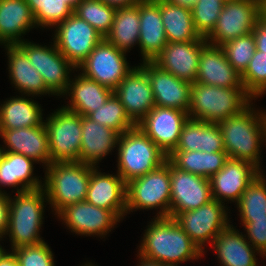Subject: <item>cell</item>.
I'll use <instances>...</instances> for the list:
<instances>
[{
  "label": "cell",
  "instance_id": "cell-45",
  "mask_svg": "<svg viewBox=\"0 0 266 266\" xmlns=\"http://www.w3.org/2000/svg\"><path fill=\"white\" fill-rule=\"evenodd\" d=\"M255 38L256 50L266 53V15L262 13L252 31Z\"/></svg>",
  "mask_w": 266,
  "mask_h": 266
},
{
  "label": "cell",
  "instance_id": "cell-3",
  "mask_svg": "<svg viewBox=\"0 0 266 266\" xmlns=\"http://www.w3.org/2000/svg\"><path fill=\"white\" fill-rule=\"evenodd\" d=\"M10 197L8 228L11 249L22 246L37 245L44 240L40 237L43 224L45 203H48L43 187L18 192Z\"/></svg>",
  "mask_w": 266,
  "mask_h": 266
},
{
  "label": "cell",
  "instance_id": "cell-8",
  "mask_svg": "<svg viewBox=\"0 0 266 266\" xmlns=\"http://www.w3.org/2000/svg\"><path fill=\"white\" fill-rule=\"evenodd\" d=\"M44 121L48 133L51 162H79L81 115L62 106Z\"/></svg>",
  "mask_w": 266,
  "mask_h": 266
},
{
  "label": "cell",
  "instance_id": "cell-42",
  "mask_svg": "<svg viewBox=\"0 0 266 266\" xmlns=\"http://www.w3.org/2000/svg\"><path fill=\"white\" fill-rule=\"evenodd\" d=\"M225 0H198L191 8L193 23L201 37H206L215 27Z\"/></svg>",
  "mask_w": 266,
  "mask_h": 266
},
{
  "label": "cell",
  "instance_id": "cell-33",
  "mask_svg": "<svg viewBox=\"0 0 266 266\" xmlns=\"http://www.w3.org/2000/svg\"><path fill=\"white\" fill-rule=\"evenodd\" d=\"M160 15L168 42L206 40L196 31L190 8L160 0Z\"/></svg>",
  "mask_w": 266,
  "mask_h": 266
},
{
  "label": "cell",
  "instance_id": "cell-30",
  "mask_svg": "<svg viewBox=\"0 0 266 266\" xmlns=\"http://www.w3.org/2000/svg\"><path fill=\"white\" fill-rule=\"evenodd\" d=\"M174 151H225L218 124L189 118L183 126Z\"/></svg>",
  "mask_w": 266,
  "mask_h": 266
},
{
  "label": "cell",
  "instance_id": "cell-9",
  "mask_svg": "<svg viewBox=\"0 0 266 266\" xmlns=\"http://www.w3.org/2000/svg\"><path fill=\"white\" fill-rule=\"evenodd\" d=\"M263 13L262 0H227L206 42L222 46L230 40L250 34Z\"/></svg>",
  "mask_w": 266,
  "mask_h": 266
},
{
  "label": "cell",
  "instance_id": "cell-17",
  "mask_svg": "<svg viewBox=\"0 0 266 266\" xmlns=\"http://www.w3.org/2000/svg\"><path fill=\"white\" fill-rule=\"evenodd\" d=\"M139 66L150 79L155 106L178 109L188 113L192 83L175 77L153 61H143Z\"/></svg>",
  "mask_w": 266,
  "mask_h": 266
},
{
  "label": "cell",
  "instance_id": "cell-39",
  "mask_svg": "<svg viewBox=\"0 0 266 266\" xmlns=\"http://www.w3.org/2000/svg\"><path fill=\"white\" fill-rule=\"evenodd\" d=\"M25 1L30 6L38 28L55 27L74 13L63 0Z\"/></svg>",
  "mask_w": 266,
  "mask_h": 266
},
{
  "label": "cell",
  "instance_id": "cell-23",
  "mask_svg": "<svg viewBox=\"0 0 266 266\" xmlns=\"http://www.w3.org/2000/svg\"><path fill=\"white\" fill-rule=\"evenodd\" d=\"M0 137L5 144V151L22 154L36 163L44 164V169L51 162L48 133L45 125L0 130Z\"/></svg>",
  "mask_w": 266,
  "mask_h": 266
},
{
  "label": "cell",
  "instance_id": "cell-28",
  "mask_svg": "<svg viewBox=\"0 0 266 266\" xmlns=\"http://www.w3.org/2000/svg\"><path fill=\"white\" fill-rule=\"evenodd\" d=\"M8 56L9 78L15 89L23 95H54L40 73L32 66L28 56L17 45H4Z\"/></svg>",
  "mask_w": 266,
  "mask_h": 266
},
{
  "label": "cell",
  "instance_id": "cell-32",
  "mask_svg": "<svg viewBox=\"0 0 266 266\" xmlns=\"http://www.w3.org/2000/svg\"><path fill=\"white\" fill-rule=\"evenodd\" d=\"M16 95L0 105V130L28 128L44 124L41 105L31 98Z\"/></svg>",
  "mask_w": 266,
  "mask_h": 266
},
{
  "label": "cell",
  "instance_id": "cell-15",
  "mask_svg": "<svg viewBox=\"0 0 266 266\" xmlns=\"http://www.w3.org/2000/svg\"><path fill=\"white\" fill-rule=\"evenodd\" d=\"M188 119L187 112L155 106L137 125L169 156L177 147L179 136Z\"/></svg>",
  "mask_w": 266,
  "mask_h": 266
},
{
  "label": "cell",
  "instance_id": "cell-27",
  "mask_svg": "<svg viewBox=\"0 0 266 266\" xmlns=\"http://www.w3.org/2000/svg\"><path fill=\"white\" fill-rule=\"evenodd\" d=\"M33 28L37 25L25 0H0V45L25 41L23 35Z\"/></svg>",
  "mask_w": 266,
  "mask_h": 266
},
{
  "label": "cell",
  "instance_id": "cell-18",
  "mask_svg": "<svg viewBox=\"0 0 266 266\" xmlns=\"http://www.w3.org/2000/svg\"><path fill=\"white\" fill-rule=\"evenodd\" d=\"M113 92L136 125L155 107L150 79L139 65L125 76Z\"/></svg>",
  "mask_w": 266,
  "mask_h": 266
},
{
  "label": "cell",
  "instance_id": "cell-25",
  "mask_svg": "<svg viewBox=\"0 0 266 266\" xmlns=\"http://www.w3.org/2000/svg\"><path fill=\"white\" fill-rule=\"evenodd\" d=\"M81 124L79 162L99 168V161L101 162L117 146L119 134L87 116H81Z\"/></svg>",
  "mask_w": 266,
  "mask_h": 266
},
{
  "label": "cell",
  "instance_id": "cell-7",
  "mask_svg": "<svg viewBox=\"0 0 266 266\" xmlns=\"http://www.w3.org/2000/svg\"><path fill=\"white\" fill-rule=\"evenodd\" d=\"M170 161L127 183L126 214L136 210L160 209L157 217H170Z\"/></svg>",
  "mask_w": 266,
  "mask_h": 266
},
{
  "label": "cell",
  "instance_id": "cell-43",
  "mask_svg": "<svg viewBox=\"0 0 266 266\" xmlns=\"http://www.w3.org/2000/svg\"><path fill=\"white\" fill-rule=\"evenodd\" d=\"M11 251L20 266H55L54 254L45 241L37 245L18 247Z\"/></svg>",
  "mask_w": 266,
  "mask_h": 266
},
{
  "label": "cell",
  "instance_id": "cell-26",
  "mask_svg": "<svg viewBox=\"0 0 266 266\" xmlns=\"http://www.w3.org/2000/svg\"><path fill=\"white\" fill-rule=\"evenodd\" d=\"M210 246L215 250L221 266H258L256 255L262 256L246 236L231 224L220 232Z\"/></svg>",
  "mask_w": 266,
  "mask_h": 266
},
{
  "label": "cell",
  "instance_id": "cell-47",
  "mask_svg": "<svg viewBox=\"0 0 266 266\" xmlns=\"http://www.w3.org/2000/svg\"><path fill=\"white\" fill-rule=\"evenodd\" d=\"M0 266H20L14 253L7 252L4 248L0 252Z\"/></svg>",
  "mask_w": 266,
  "mask_h": 266
},
{
  "label": "cell",
  "instance_id": "cell-40",
  "mask_svg": "<svg viewBox=\"0 0 266 266\" xmlns=\"http://www.w3.org/2000/svg\"><path fill=\"white\" fill-rule=\"evenodd\" d=\"M245 91L256 100L266 95V53L256 50L245 72L241 75Z\"/></svg>",
  "mask_w": 266,
  "mask_h": 266
},
{
  "label": "cell",
  "instance_id": "cell-35",
  "mask_svg": "<svg viewBox=\"0 0 266 266\" xmlns=\"http://www.w3.org/2000/svg\"><path fill=\"white\" fill-rule=\"evenodd\" d=\"M228 159L225 151H173L168 156L176 168L208 179L222 169Z\"/></svg>",
  "mask_w": 266,
  "mask_h": 266
},
{
  "label": "cell",
  "instance_id": "cell-10",
  "mask_svg": "<svg viewBox=\"0 0 266 266\" xmlns=\"http://www.w3.org/2000/svg\"><path fill=\"white\" fill-rule=\"evenodd\" d=\"M27 56L32 66L40 73L46 87L54 96H63L71 81L70 73L78 71L58 50L54 41L51 45H40L30 41L16 44Z\"/></svg>",
  "mask_w": 266,
  "mask_h": 266
},
{
  "label": "cell",
  "instance_id": "cell-46",
  "mask_svg": "<svg viewBox=\"0 0 266 266\" xmlns=\"http://www.w3.org/2000/svg\"><path fill=\"white\" fill-rule=\"evenodd\" d=\"M4 192V193H3ZM9 206H10V195L7 192H0V239L5 237L8 228L9 219Z\"/></svg>",
  "mask_w": 266,
  "mask_h": 266
},
{
  "label": "cell",
  "instance_id": "cell-22",
  "mask_svg": "<svg viewBox=\"0 0 266 266\" xmlns=\"http://www.w3.org/2000/svg\"><path fill=\"white\" fill-rule=\"evenodd\" d=\"M196 82L225 88H244L240 73L228 62L223 48L208 43L201 49Z\"/></svg>",
  "mask_w": 266,
  "mask_h": 266
},
{
  "label": "cell",
  "instance_id": "cell-53",
  "mask_svg": "<svg viewBox=\"0 0 266 266\" xmlns=\"http://www.w3.org/2000/svg\"><path fill=\"white\" fill-rule=\"evenodd\" d=\"M263 13L266 15V0H262Z\"/></svg>",
  "mask_w": 266,
  "mask_h": 266
},
{
  "label": "cell",
  "instance_id": "cell-55",
  "mask_svg": "<svg viewBox=\"0 0 266 266\" xmlns=\"http://www.w3.org/2000/svg\"><path fill=\"white\" fill-rule=\"evenodd\" d=\"M163 266H179V265L163 264Z\"/></svg>",
  "mask_w": 266,
  "mask_h": 266
},
{
  "label": "cell",
  "instance_id": "cell-51",
  "mask_svg": "<svg viewBox=\"0 0 266 266\" xmlns=\"http://www.w3.org/2000/svg\"><path fill=\"white\" fill-rule=\"evenodd\" d=\"M73 11L83 0H63Z\"/></svg>",
  "mask_w": 266,
  "mask_h": 266
},
{
  "label": "cell",
  "instance_id": "cell-36",
  "mask_svg": "<svg viewBox=\"0 0 266 266\" xmlns=\"http://www.w3.org/2000/svg\"><path fill=\"white\" fill-rule=\"evenodd\" d=\"M263 170L243 191L236 203L240 219L266 218V178Z\"/></svg>",
  "mask_w": 266,
  "mask_h": 266
},
{
  "label": "cell",
  "instance_id": "cell-12",
  "mask_svg": "<svg viewBox=\"0 0 266 266\" xmlns=\"http://www.w3.org/2000/svg\"><path fill=\"white\" fill-rule=\"evenodd\" d=\"M226 207L227 205L225 206V204L213 199L197 209L178 213L174 219L199 249L205 253V243H212L220 232L231 223Z\"/></svg>",
  "mask_w": 266,
  "mask_h": 266
},
{
  "label": "cell",
  "instance_id": "cell-44",
  "mask_svg": "<svg viewBox=\"0 0 266 266\" xmlns=\"http://www.w3.org/2000/svg\"><path fill=\"white\" fill-rule=\"evenodd\" d=\"M249 243L266 258V218L240 219Z\"/></svg>",
  "mask_w": 266,
  "mask_h": 266
},
{
  "label": "cell",
  "instance_id": "cell-31",
  "mask_svg": "<svg viewBox=\"0 0 266 266\" xmlns=\"http://www.w3.org/2000/svg\"><path fill=\"white\" fill-rule=\"evenodd\" d=\"M34 163V160L22 154L5 151L0 164V187L15 188L16 193L43 187L42 180L33 176Z\"/></svg>",
  "mask_w": 266,
  "mask_h": 266
},
{
  "label": "cell",
  "instance_id": "cell-14",
  "mask_svg": "<svg viewBox=\"0 0 266 266\" xmlns=\"http://www.w3.org/2000/svg\"><path fill=\"white\" fill-rule=\"evenodd\" d=\"M170 217L197 209L213 200L208 178L182 171L170 162Z\"/></svg>",
  "mask_w": 266,
  "mask_h": 266
},
{
  "label": "cell",
  "instance_id": "cell-34",
  "mask_svg": "<svg viewBox=\"0 0 266 266\" xmlns=\"http://www.w3.org/2000/svg\"><path fill=\"white\" fill-rule=\"evenodd\" d=\"M139 1L128 7H118L110 32L105 39L124 52L138 45L140 36Z\"/></svg>",
  "mask_w": 266,
  "mask_h": 266
},
{
  "label": "cell",
  "instance_id": "cell-54",
  "mask_svg": "<svg viewBox=\"0 0 266 266\" xmlns=\"http://www.w3.org/2000/svg\"><path fill=\"white\" fill-rule=\"evenodd\" d=\"M82 266H95V265H93L92 263L88 262V263H86V264H84Z\"/></svg>",
  "mask_w": 266,
  "mask_h": 266
},
{
  "label": "cell",
  "instance_id": "cell-29",
  "mask_svg": "<svg viewBox=\"0 0 266 266\" xmlns=\"http://www.w3.org/2000/svg\"><path fill=\"white\" fill-rule=\"evenodd\" d=\"M113 91L98 82L84 76L81 72L71 79L66 92L69 103L63 106L81 116H87L105 104Z\"/></svg>",
  "mask_w": 266,
  "mask_h": 266
},
{
  "label": "cell",
  "instance_id": "cell-37",
  "mask_svg": "<svg viewBox=\"0 0 266 266\" xmlns=\"http://www.w3.org/2000/svg\"><path fill=\"white\" fill-rule=\"evenodd\" d=\"M91 120L116 131L119 135L132 129L136 124L127 115L124 106L114 92L105 104L87 115Z\"/></svg>",
  "mask_w": 266,
  "mask_h": 266
},
{
  "label": "cell",
  "instance_id": "cell-38",
  "mask_svg": "<svg viewBox=\"0 0 266 266\" xmlns=\"http://www.w3.org/2000/svg\"><path fill=\"white\" fill-rule=\"evenodd\" d=\"M117 7L101 0H83L74 10L80 19L88 22L104 38L110 32Z\"/></svg>",
  "mask_w": 266,
  "mask_h": 266
},
{
  "label": "cell",
  "instance_id": "cell-16",
  "mask_svg": "<svg viewBox=\"0 0 266 266\" xmlns=\"http://www.w3.org/2000/svg\"><path fill=\"white\" fill-rule=\"evenodd\" d=\"M57 217L71 232L81 236L105 237L121 221L111 210L96 207L86 201L66 206Z\"/></svg>",
  "mask_w": 266,
  "mask_h": 266
},
{
  "label": "cell",
  "instance_id": "cell-49",
  "mask_svg": "<svg viewBox=\"0 0 266 266\" xmlns=\"http://www.w3.org/2000/svg\"><path fill=\"white\" fill-rule=\"evenodd\" d=\"M137 256L140 260L139 263L137 264V266H163V263H161V262H157L155 260L145 258L139 254Z\"/></svg>",
  "mask_w": 266,
  "mask_h": 266
},
{
  "label": "cell",
  "instance_id": "cell-1",
  "mask_svg": "<svg viewBox=\"0 0 266 266\" xmlns=\"http://www.w3.org/2000/svg\"><path fill=\"white\" fill-rule=\"evenodd\" d=\"M153 220L144 230L139 255L171 265L198 260L204 255L174 218L154 217Z\"/></svg>",
  "mask_w": 266,
  "mask_h": 266
},
{
  "label": "cell",
  "instance_id": "cell-5",
  "mask_svg": "<svg viewBox=\"0 0 266 266\" xmlns=\"http://www.w3.org/2000/svg\"><path fill=\"white\" fill-rule=\"evenodd\" d=\"M45 171L43 189L55 215L68 205L85 201L92 166L81 162H52Z\"/></svg>",
  "mask_w": 266,
  "mask_h": 266
},
{
  "label": "cell",
  "instance_id": "cell-52",
  "mask_svg": "<svg viewBox=\"0 0 266 266\" xmlns=\"http://www.w3.org/2000/svg\"><path fill=\"white\" fill-rule=\"evenodd\" d=\"M4 154H5V149L4 147H0V164H1V161L4 157Z\"/></svg>",
  "mask_w": 266,
  "mask_h": 266
},
{
  "label": "cell",
  "instance_id": "cell-21",
  "mask_svg": "<svg viewBox=\"0 0 266 266\" xmlns=\"http://www.w3.org/2000/svg\"><path fill=\"white\" fill-rule=\"evenodd\" d=\"M127 183L117 173L106 174L92 166L85 201L96 207L111 210L120 220L126 215Z\"/></svg>",
  "mask_w": 266,
  "mask_h": 266
},
{
  "label": "cell",
  "instance_id": "cell-2",
  "mask_svg": "<svg viewBox=\"0 0 266 266\" xmlns=\"http://www.w3.org/2000/svg\"><path fill=\"white\" fill-rule=\"evenodd\" d=\"M252 106L253 102L239 114L217 124L228 157L250 162L261 171L260 150L261 144L266 142V112L258 111Z\"/></svg>",
  "mask_w": 266,
  "mask_h": 266
},
{
  "label": "cell",
  "instance_id": "cell-4",
  "mask_svg": "<svg viewBox=\"0 0 266 266\" xmlns=\"http://www.w3.org/2000/svg\"><path fill=\"white\" fill-rule=\"evenodd\" d=\"M254 100L244 88L192 83L190 119L218 123L243 111Z\"/></svg>",
  "mask_w": 266,
  "mask_h": 266
},
{
  "label": "cell",
  "instance_id": "cell-41",
  "mask_svg": "<svg viewBox=\"0 0 266 266\" xmlns=\"http://www.w3.org/2000/svg\"><path fill=\"white\" fill-rule=\"evenodd\" d=\"M228 62L242 75L256 51L253 33L230 40L221 46Z\"/></svg>",
  "mask_w": 266,
  "mask_h": 266
},
{
  "label": "cell",
  "instance_id": "cell-13",
  "mask_svg": "<svg viewBox=\"0 0 266 266\" xmlns=\"http://www.w3.org/2000/svg\"><path fill=\"white\" fill-rule=\"evenodd\" d=\"M55 28L54 38H52L55 45L76 68L104 38L88 22L74 13L57 24Z\"/></svg>",
  "mask_w": 266,
  "mask_h": 266
},
{
  "label": "cell",
  "instance_id": "cell-24",
  "mask_svg": "<svg viewBox=\"0 0 266 266\" xmlns=\"http://www.w3.org/2000/svg\"><path fill=\"white\" fill-rule=\"evenodd\" d=\"M140 36L143 61H152L168 43L160 15V0H139Z\"/></svg>",
  "mask_w": 266,
  "mask_h": 266
},
{
  "label": "cell",
  "instance_id": "cell-6",
  "mask_svg": "<svg viewBox=\"0 0 266 266\" xmlns=\"http://www.w3.org/2000/svg\"><path fill=\"white\" fill-rule=\"evenodd\" d=\"M117 173L128 183L159 168L168 156L138 125L118 137Z\"/></svg>",
  "mask_w": 266,
  "mask_h": 266
},
{
  "label": "cell",
  "instance_id": "cell-48",
  "mask_svg": "<svg viewBox=\"0 0 266 266\" xmlns=\"http://www.w3.org/2000/svg\"><path fill=\"white\" fill-rule=\"evenodd\" d=\"M102 2L114 7H128L135 5L139 0H101Z\"/></svg>",
  "mask_w": 266,
  "mask_h": 266
},
{
  "label": "cell",
  "instance_id": "cell-11",
  "mask_svg": "<svg viewBox=\"0 0 266 266\" xmlns=\"http://www.w3.org/2000/svg\"><path fill=\"white\" fill-rule=\"evenodd\" d=\"M125 56L126 52L103 38L77 69L84 76L114 91L134 68Z\"/></svg>",
  "mask_w": 266,
  "mask_h": 266
},
{
  "label": "cell",
  "instance_id": "cell-50",
  "mask_svg": "<svg viewBox=\"0 0 266 266\" xmlns=\"http://www.w3.org/2000/svg\"><path fill=\"white\" fill-rule=\"evenodd\" d=\"M171 4L192 8L198 0H167Z\"/></svg>",
  "mask_w": 266,
  "mask_h": 266
},
{
  "label": "cell",
  "instance_id": "cell-20",
  "mask_svg": "<svg viewBox=\"0 0 266 266\" xmlns=\"http://www.w3.org/2000/svg\"><path fill=\"white\" fill-rule=\"evenodd\" d=\"M206 44V40L168 42L152 61L175 77L195 83L201 49Z\"/></svg>",
  "mask_w": 266,
  "mask_h": 266
},
{
  "label": "cell",
  "instance_id": "cell-19",
  "mask_svg": "<svg viewBox=\"0 0 266 266\" xmlns=\"http://www.w3.org/2000/svg\"><path fill=\"white\" fill-rule=\"evenodd\" d=\"M261 171L252 163L228 159L222 169L209 178L213 199L224 202L239 201L243 191Z\"/></svg>",
  "mask_w": 266,
  "mask_h": 266
},
{
  "label": "cell",
  "instance_id": "cell-56",
  "mask_svg": "<svg viewBox=\"0 0 266 266\" xmlns=\"http://www.w3.org/2000/svg\"><path fill=\"white\" fill-rule=\"evenodd\" d=\"M0 241H1V239H0ZM2 249H3V247L0 245V252L2 251Z\"/></svg>",
  "mask_w": 266,
  "mask_h": 266
}]
</instances>
